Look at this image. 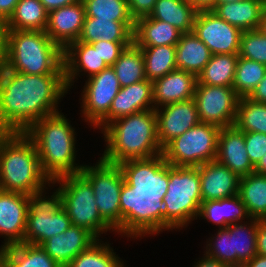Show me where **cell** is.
I'll return each mask as SVG.
<instances>
[{
    "mask_svg": "<svg viewBox=\"0 0 266 267\" xmlns=\"http://www.w3.org/2000/svg\"><path fill=\"white\" fill-rule=\"evenodd\" d=\"M124 175L120 192L121 234L131 238L164 230L163 198L169 183V163L163 154L118 164Z\"/></svg>",
    "mask_w": 266,
    "mask_h": 267,
    "instance_id": "1",
    "label": "cell"
},
{
    "mask_svg": "<svg viewBox=\"0 0 266 267\" xmlns=\"http://www.w3.org/2000/svg\"><path fill=\"white\" fill-rule=\"evenodd\" d=\"M68 91L65 74L33 75L0 68V132H26L58 111Z\"/></svg>",
    "mask_w": 266,
    "mask_h": 267,
    "instance_id": "2",
    "label": "cell"
},
{
    "mask_svg": "<svg viewBox=\"0 0 266 267\" xmlns=\"http://www.w3.org/2000/svg\"><path fill=\"white\" fill-rule=\"evenodd\" d=\"M102 133L107 146L101 159L112 164L148 159L163 152L158 140L155 109L119 118L108 124Z\"/></svg>",
    "mask_w": 266,
    "mask_h": 267,
    "instance_id": "3",
    "label": "cell"
},
{
    "mask_svg": "<svg viewBox=\"0 0 266 267\" xmlns=\"http://www.w3.org/2000/svg\"><path fill=\"white\" fill-rule=\"evenodd\" d=\"M61 112L43 117L25 133L36 146L43 173L53 181L78 174L84 165L76 164V132Z\"/></svg>",
    "mask_w": 266,
    "mask_h": 267,
    "instance_id": "4",
    "label": "cell"
},
{
    "mask_svg": "<svg viewBox=\"0 0 266 267\" xmlns=\"http://www.w3.org/2000/svg\"><path fill=\"white\" fill-rule=\"evenodd\" d=\"M50 183L32 139L25 132H0V189L29 195Z\"/></svg>",
    "mask_w": 266,
    "mask_h": 267,
    "instance_id": "5",
    "label": "cell"
},
{
    "mask_svg": "<svg viewBox=\"0 0 266 267\" xmlns=\"http://www.w3.org/2000/svg\"><path fill=\"white\" fill-rule=\"evenodd\" d=\"M4 67L24 74H64L63 49L45 31H6Z\"/></svg>",
    "mask_w": 266,
    "mask_h": 267,
    "instance_id": "6",
    "label": "cell"
},
{
    "mask_svg": "<svg viewBox=\"0 0 266 267\" xmlns=\"http://www.w3.org/2000/svg\"><path fill=\"white\" fill-rule=\"evenodd\" d=\"M163 203L164 231L184 228L198 218L202 195L197 167L169 164V183Z\"/></svg>",
    "mask_w": 266,
    "mask_h": 267,
    "instance_id": "7",
    "label": "cell"
},
{
    "mask_svg": "<svg viewBox=\"0 0 266 267\" xmlns=\"http://www.w3.org/2000/svg\"><path fill=\"white\" fill-rule=\"evenodd\" d=\"M51 183L60 184L63 208L71 219L72 225L87 229L97 239L104 232L114 231L99 214L93 187L81 173L64 175Z\"/></svg>",
    "mask_w": 266,
    "mask_h": 267,
    "instance_id": "8",
    "label": "cell"
},
{
    "mask_svg": "<svg viewBox=\"0 0 266 267\" xmlns=\"http://www.w3.org/2000/svg\"><path fill=\"white\" fill-rule=\"evenodd\" d=\"M44 191L42 188L28 195L27 223L22 243L40 246L50 237L65 232L72 225L63 208L60 188L53 192L51 198L45 196Z\"/></svg>",
    "mask_w": 266,
    "mask_h": 267,
    "instance_id": "9",
    "label": "cell"
},
{
    "mask_svg": "<svg viewBox=\"0 0 266 267\" xmlns=\"http://www.w3.org/2000/svg\"><path fill=\"white\" fill-rule=\"evenodd\" d=\"M221 128L200 122L163 148L165 161L172 166L198 167L216 159Z\"/></svg>",
    "mask_w": 266,
    "mask_h": 267,
    "instance_id": "10",
    "label": "cell"
},
{
    "mask_svg": "<svg viewBox=\"0 0 266 267\" xmlns=\"http://www.w3.org/2000/svg\"><path fill=\"white\" fill-rule=\"evenodd\" d=\"M80 173L91 183L99 214L115 231L121 234L120 192L124 175L118 164L100 158L95 166L84 165Z\"/></svg>",
    "mask_w": 266,
    "mask_h": 267,
    "instance_id": "11",
    "label": "cell"
},
{
    "mask_svg": "<svg viewBox=\"0 0 266 267\" xmlns=\"http://www.w3.org/2000/svg\"><path fill=\"white\" fill-rule=\"evenodd\" d=\"M239 96L233 87L196 84L193 99L201 122L219 128L233 126Z\"/></svg>",
    "mask_w": 266,
    "mask_h": 267,
    "instance_id": "12",
    "label": "cell"
},
{
    "mask_svg": "<svg viewBox=\"0 0 266 267\" xmlns=\"http://www.w3.org/2000/svg\"><path fill=\"white\" fill-rule=\"evenodd\" d=\"M83 87L82 116L95 127L108 114L121 85L112 66H108L89 77Z\"/></svg>",
    "mask_w": 266,
    "mask_h": 267,
    "instance_id": "13",
    "label": "cell"
},
{
    "mask_svg": "<svg viewBox=\"0 0 266 267\" xmlns=\"http://www.w3.org/2000/svg\"><path fill=\"white\" fill-rule=\"evenodd\" d=\"M192 32L208 47L212 55L239 53L242 31L212 10L197 11Z\"/></svg>",
    "mask_w": 266,
    "mask_h": 267,
    "instance_id": "14",
    "label": "cell"
},
{
    "mask_svg": "<svg viewBox=\"0 0 266 267\" xmlns=\"http://www.w3.org/2000/svg\"><path fill=\"white\" fill-rule=\"evenodd\" d=\"M155 112L158 140L162 149L174 138L201 122L193 98L161 106Z\"/></svg>",
    "mask_w": 266,
    "mask_h": 267,
    "instance_id": "15",
    "label": "cell"
},
{
    "mask_svg": "<svg viewBox=\"0 0 266 267\" xmlns=\"http://www.w3.org/2000/svg\"><path fill=\"white\" fill-rule=\"evenodd\" d=\"M27 214L28 195L0 189V234L5 237L0 249L23 242Z\"/></svg>",
    "mask_w": 266,
    "mask_h": 267,
    "instance_id": "16",
    "label": "cell"
},
{
    "mask_svg": "<svg viewBox=\"0 0 266 267\" xmlns=\"http://www.w3.org/2000/svg\"><path fill=\"white\" fill-rule=\"evenodd\" d=\"M154 109L153 84L148 79L121 87L108 114L94 127L102 131L111 122L137 112Z\"/></svg>",
    "mask_w": 266,
    "mask_h": 267,
    "instance_id": "17",
    "label": "cell"
},
{
    "mask_svg": "<svg viewBox=\"0 0 266 267\" xmlns=\"http://www.w3.org/2000/svg\"><path fill=\"white\" fill-rule=\"evenodd\" d=\"M86 14L82 0L52 10L48 13L45 32L63 50L72 42L78 41Z\"/></svg>",
    "mask_w": 266,
    "mask_h": 267,
    "instance_id": "18",
    "label": "cell"
},
{
    "mask_svg": "<svg viewBox=\"0 0 266 267\" xmlns=\"http://www.w3.org/2000/svg\"><path fill=\"white\" fill-rule=\"evenodd\" d=\"M97 240L87 229L71 225L65 232L50 237L40 246L61 267H67L80 252Z\"/></svg>",
    "mask_w": 266,
    "mask_h": 267,
    "instance_id": "19",
    "label": "cell"
},
{
    "mask_svg": "<svg viewBox=\"0 0 266 267\" xmlns=\"http://www.w3.org/2000/svg\"><path fill=\"white\" fill-rule=\"evenodd\" d=\"M197 168L202 202L238 195L240 178L218 160H211Z\"/></svg>",
    "mask_w": 266,
    "mask_h": 267,
    "instance_id": "20",
    "label": "cell"
},
{
    "mask_svg": "<svg viewBox=\"0 0 266 267\" xmlns=\"http://www.w3.org/2000/svg\"><path fill=\"white\" fill-rule=\"evenodd\" d=\"M216 160L227 166L239 178L254 172V166L245 148L244 132L235 125L221 128Z\"/></svg>",
    "mask_w": 266,
    "mask_h": 267,
    "instance_id": "21",
    "label": "cell"
},
{
    "mask_svg": "<svg viewBox=\"0 0 266 267\" xmlns=\"http://www.w3.org/2000/svg\"><path fill=\"white\" fill-rule=\"evenodd\" d=\"M154 109L192 99L197 77L187 71L175 69L152 82Z\"/></svg>",
    "mask_w": 266,
    "mask_h": 267,
    "instance_id": "22",
    "label": "cell"
},
{
    "mask_svg": "<svg viewBox=\"0 0 266 267\" xmlns=\"http://www.w3.org/2000/svg\"><path fill=\"white\" fill-rule=\"evenodd\" d=\"M63 60L65 82L68 89L74 84L79 72L84 71V73H88L87 77H91L108 67L97 49L91 44L79 41L70 43L63 50Z\"/></svg>",
    "mask_w": 266,
    "mask_h": 267,
    "instance_id": "23",
    "label": "cell"
},
{
    "mask_svg": "<svg viewBox=\"0 0 266 267\" xmlns=\"http://www.w3.org/2000/svg\"><path fill=\"white\" fill-rule=\"evenodd\" d=\"M266 0L216 3L211 9L221 19L243 31L259 29Z\"/></svg>",
    "mask_w": 266,
    "mask_h": 267,
    "instance_id": "24",
    "label": "cell"
},
{
    "mask_svg": "<svg viewBox=\"0 0 266 267\" xmlns=\"http://www.w3.org/2000/svg\"><path fill=\"white\" fill-rule=\"evenodd\" d=\"M181 34L171 24L147 16L135 21L133 42L138 47L176 46Z\"/></svg>",
    "mask_w": 266,
    "mask_h": 267,
    "instance_id": "25",
    "label": "cell"
},
{
    "mask_svg": "<svg viewBox=\"0 0 266 267\" xmlns=\"http://www.w3.org/2000/svg\"><path fill=\"white\" fill-rule=\"evenodd\" d=\"M135 23H122L85 17L79 42L92 43L95 41L133 42Z\"/></svg>",
    "mask_w": 266,
    "mask_h": 267,
    "instance_id": "26",
    "label": "cell"
},
{
    "mask_svg": "<svg viewBox=\"0 0 266 267\" xmlns=\"http://www.w3.org/2000/svg\"><path fill=\"white\" fill-rule=\"evenodd\" d=\"M198 217L209 220L210 223L218 224L219 229L242 222L244 218L247 220L251 219L246 206L238 195L202 202Z\"/></svg>",
    "mask_w": 266,
    "mask_h": 267,
    "instance_id": "27",
    "label": "cell"
},
{
    "mask_svg": "<svg viewBox=\"0 0 266 267\" xmlns=\"http://www.w3.org/2000/svg\"><path fill=\"white\" fill-rule=\"evenodd\" d=\"M211 56V51L193 32L181 34L176 45L175 64L177 69L187 71L197 77Z\"/></svg>",
    "mask_w": 266,
    "mask_h": 267,
    "instance_id": "28",
    "label": "cell"
},
{
    "mask_svg": "<svg viewBox=\"0 0 266 267\" xmlns=\"http://www.w3.org/2000/svg\"><path fill=\"white\" fill-rule=\"evenodd\" d=\"M197 11L189 0H157L149 16L171 24L182 33H190Z\"/></svg>",
    "mask_w": 266,
    "mask_h": 267,
    "instance_id": "29",
    "label": "cell"
},
{
    "mask_svg": "<svg viewBox=\"0 0 266 267\" xmlns=\"http://www.w3.org/2000/svg\"><path fill=\"white\" fill-rule=\"evenodd\" d=\"M48 12L39 0H19L13 14L4 23L6 31H45Z\"/></svg>",
    "mask_w": 266,
    "mask_h": 267,
    "instance_id": "30",
    "label": "cell"
},
{
    "mask_svg": "<svg viewBox=\"0 0 266 267\" xmlns=\"http://www.w3.org/2000/svg\"><path fill=\"white\" fill-rule=\"evenodd\" d=\"M238 196L252 219H266V175L252 172L241 177Z\"/></svg>",
    "mask_w": 266,
    "mask_h": 267,
    "instance_id": "31",
    "label": "cell"
},
{
    "mask_svg": "<svg viewBox=\"0 0 266 267\" xmlns=\"http://www.w3.org/2000/svg\"><path fill=\"white\" fill-rule=\"evenodd\" d=\"M7 267H61L38 245L21 243L0 249Z\"/></svg>",
    "mask_w": 266,
    "mask_h": 267,
    "instance_id": "32",
    "label": "cell"
},
{
    "mask_svg": "<svg viewBox=\"0 0 266 267\" xmlns=\"http://www.w3.org/2000/svg\"><path fill=\"white\" fill-rule=\"evenodd\" d=\"M238 58V54L212 55L197 76V84L233 87Z\"/></svg>",
    "mask_w": 266,
    "mask_h": 267,
    "instance_id": "33",
    "label": "cell"
},
{
    "mask_svg": "<svg viewBox=\"0 0 266 267\" xmlns=\"http://www.w3.org/2000/svg\"><path fill=\"white\" fill-rule=\"evenodd\" d=\"M112 68L121 87L146 79L143 52L134 42L130 46L125 47Z\"/></svg>",
    "mask_w": 266,
    "mask_h": 267,
    "instance_id": "34",
    "label": "cell"
},
{
    "mask_svg": "<svg viewBox=\"0 0 266 267\" xmlns=\"http://www.w3.org/2000/svg\"><path fill=\"white\" fill-rule=\"evenodd\" d=\"M144 56L145 76L149 81L162 78L177 69L176 46L140 47Z\"/></svg>",
    "mask_w": 266,
    "mask_h": 267,
    "instance_id": "35",
    "label": "cell"
},
{
    "mask_svg": "<svg viewBox=\"0 0 266 267\" xmlns=\"http://www.w3.org/2000/svg\"><path fill=\"white\" fill-rule=\"evenodd\" d=\"M243 222V224L240 222L227 226L230 233H233V253H237V267H242L257 255L256 237L259 219L251 218L250 223Z\"/></svg>",
    "mask_w": 266,
    "mask_h": 267,
    "instance_id": "36",
    "label": "cell"
},
{
    "mask_svg": "<svg viewBox=\"0 0 266 267\" xmlns=\"http://www.w3.org/2000/svg\"><path fill=\"white\" fill-rule=\"evenodd\" d=\"M234 125L243 132L266 134V103L254 102L248 97H240Z\"/></svg>",
    "mask_w": 266,
    "mask_h": 267,
    "instance_id": "37",
    "label": "cell"
},
{
    "mask_svg": "<svg viewBox=\"0 0 266 267\" xmlns=\"http://www.w3.org/2000/svg\"><path fill=\"white\" fill-rule=\"evenodd\" d=\"M99 240L87 250L80 252L67 267H124L113 248Z\"/></svg>",
    "mask_w": 266,
    "mask_h": 267,
    "instance_id": "38",
    "label": "cell"
},
{
    "mask_svg": "<svg viewBox=\"0 0 266 267\" xmlns=\"http://www.w3.org/2000/svg\"><path fill=\"white\" fill-rule=\"evenodd\" d=\"M86 17L108 21L135 23L131 17L127 0H82Z\"/></svg>",
    "mask_w": 266,
    "mask_h": 267,
    "instance_id": "39",
    "label": "cell"
},
{
    "mask_svg": "<svg viewBox=\"0 0 266 267\" xmlns=\"http://www.w3.org/2000/svg\"><path fill=\"white\" fill-rule=\"evenodd\" d=\"M266 74V65L257 61L238 58L233 89L239 97H248Z\"/></svg>",
    "mask_w": 266,
    "mask_h": 267,
    "instance_id": "40",
    "label": "cell"
},
{
    "mask_svg": "<svg viewBox=\"0 0 266 267\" xmlns=\"http://www.w3.org/2000/svg\"><path fill=\"white\" fill-rule=\"evenodd\" d=\"M215 236L209 240V244L207 242L205 254L224 265L237 267V253H233V233L228 228H221Z\"/></svg>",
    "mask_w": 266,
    "mask_h": 267,
    "instance_id": "41",
    "label": "cell"
},
{
    "mask_svg": "<svg viewBox=\"0 0 266 267\" xmlns=\"http://www.w3.org/2000/svg\"><path fill=\"white\" fill-rule=\"evenodd\" d=\"M238 55L266 65V36L259 29L243 31Z\"/></svg>",
    "mask_w": 266,
    "mask_h": 267,
    "instance_id": "42",
    "label": "cell"
},
{
    "mask_svg": "<svg viewBox=\"0 0 266 267\" xmlns=\"http://www.w3.org/2000/svg\"><path fill=\"white\" fill-rule=\"evenodd\" d=\"M244 141L250 162L255 166L266 154V134L259 132H244Z\"/></svg>",
    "mask_w": 266,
    "mask_h": 267,
    "instance_id": "43",
    "label": "cell"
},
{
    "mask_svg": "<svg viewBox=\"0 0 266 267\" xmlns=\"http://www.w3.org/2000/svg\"><path fill=\"white\" fill-rule=\"evenodd\" d=\"M133 42H109V41H95L90 43L95 49L98 50V54L106 63L107 66H113L116 60L119 58L120 53Z\"/></svg>",
    "mask_w": 266,
    "mask_h": 267,
    "instance_id": "44",
    "label": "cell"
},
{
    "mask_svg": "<svg viewBox=\"0 0 266 267\" xmlns=\"http://www.w3.org/2000/svg\"><path fill=\"white\" fill-rule=\"evenodd\" d=\"M131 17L136 21L151 14L157 0H127Z\"/></svg>",
    "mask_w": 266,
    "mask_h": 267,
    "instance_id": "45",
    "label": "cell"
},
{
    "mask_svg": "<svg viewBox=\"0 0 266 267\" xmlns=\"http://www.w3.org/2000/svg\"><path fill=\"white\" fill-rule=\"evenodd\" d=\"M256 248L258 255L266 256V219L258 222Z\"/></svg>",
    "mask_w": 266,
    "mask_h": 267,
    "instance_id": "46",
    "label": "cell"
},
{
    "mask_svg": "<svg viewBox=\"0 0 266 267\" xmlns=\"http://www.w3.org/2000/svg\"><path fill=\"white\" fill-rule=\"evenodd\" d=\"M19 0H0V21L5 23L13 14Z\"/></svg>",
    "mask_w": 266,
    "mask_h": 267,
    "instance_id": "47",
    "label": "cell"
},
{
    "mask_svg": "<svg viewBox=\"0 0 266 267\" xmlns=\"http://www.w3.org/2000/svg\"><path fill=\"white\" fill-rule=\"evenodd\" d=\"M248 98L254 102L266 103V74Z\"/></svg>",
    "mask_w": 266,
    "mask_h": 267,
    "instance_id": "48",
    "label": "cell"
},
{
    "mask_svg": "<svg viewBox=\"0 0 266 267\" xmlns=\"http://www.w3.org/2000/svg\"><path fill=\"white\" fill-rule=\"evenodd\" d=\"M43 5L46 11L49 13L52 10L61 8L63 6L71 5L79 0H39Z\"/></svg>",
    "mask_w": 266,
    "mask_h": 267,
    "instance_id": "49",
    "label": "cell"
},
{
    "mask_svg": "<svg viewBox=\"0 0 266 267\" xmlns=\"http://www.w3.org/2000/svg\"><path fill=\"white\" fill-rule=\"evenodd\" d=\"M5 45H6V29L2 21H0V68L5 63Z\"/></svg>",
    "mask_w": 266,
    "mask_h": 267,
    "instance_id": "50",
    "label": "cell"
},
{
    "mask_svg": "<svg viewBox=\"0 0 266 267\" xmlns=\"http://www.w3.org/2000/svg\"><path fill=\"white\" fill-rule=\"evenodd\" d=\"M194 267H230V266L224 265L218 260L214 258H210L206 254H204V257L201 260H199L194 265Z\"/></svg>",
    "mask_w": 266,
    "mask_h": 267,
    "instance_id": "51",
    "label": "cell"
},
{
    "mask_svg": "<svg viewBox=\"0 0 266 267\" xmlns=\"http://www.w3.org/2000/svg\"><path fill=\"white\" fill-rule=\"evenodd\" d=\"M189 1L198 11L211 10L216 4V0H189Z\"/></svg>",
    "mask_w": 266,
    "mask_h": 267,
    "instance_id": "52",
    "label": "cell"
},
{
    "mask_svg": "<svg viewBox=\"0 0 266 267\" xmlns=\"http://www.w3.org/2000/svg\"><path fill=\"white\" fill-rule=\"evenodd\" d=\"M242 267H266V256L257 254L251 260L244 263Z\"/></svg>",
    "mask_w": 266,
    "mask_h": 267,
    "instance_id": "53",
    "label": "cell"
},
{
    "mask_svg": "<svg viewBox=\"0 0 266 267\" xmlns=\"http://www.w3.org/2000/svg\"><path fill=\"white\" fill-rule=\"evenodd\" d=\"M254 172L266 175V154L254 166Z\"/></svg>",
    "mask_w": 266,
    "mask_h": 267,
    "instance_id": "54",
    "label": "cell"
},
{
    "mask_svg": "<svg viewBox=\"0 0 266 267\" xmlns=\"http://www.w3.org/2000/svg\"><path fill=\"white\" fill-rule=\"evenodd\" d=\"M259 30L266 36V6L261 17Z\"/></svg>",
    "mask_w": 266,
    "mask_h": 267,
    "instance_id": "55",
    "label": "cell"
},
{
    "mask_svg": "<svg viewBox=\"0 0 266 267\" xmlns=\"http://www.w3.org/2000/svg\"><path fill=\"white\" fill-rule=\"evenodd\" d=\"M238 1H243V0H216V3H232Z\"/></svg>",
    "mask_w": 266,
    "mask_h": 267,
    "instance_id": "56",
    "label": "cell"
},
{
    "mask_svg": "<svg viewBox=\"0 0 266 267\" xmlns=\"http://www.w3.org/2000/svg\"><path fill=\"white\" fill-rule=\"evenodd\" d=\"M0 267H7L6 264L0 259Z\"/></svg>",
    "mask_w": 266,
    "mask_h": 267,
    "instance_id": "57",
    "label": "cell"
}]
</instances>
